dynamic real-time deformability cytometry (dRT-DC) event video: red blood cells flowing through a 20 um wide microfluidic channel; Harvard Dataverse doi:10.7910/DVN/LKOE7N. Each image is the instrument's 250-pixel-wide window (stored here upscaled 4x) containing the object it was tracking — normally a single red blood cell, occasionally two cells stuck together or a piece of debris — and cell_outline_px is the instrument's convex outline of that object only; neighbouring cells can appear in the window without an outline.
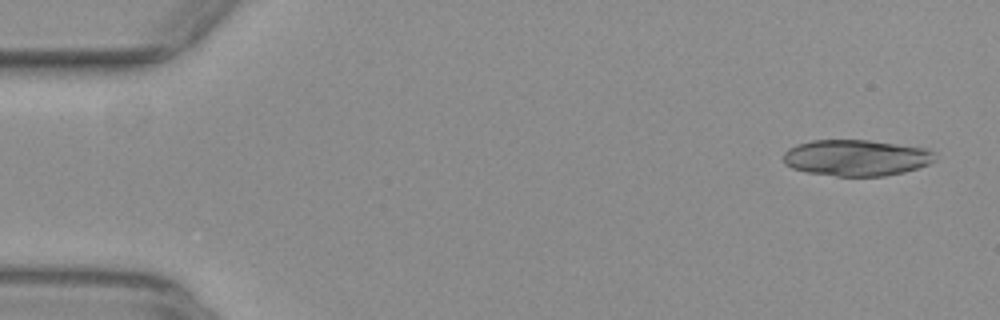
{"species": "common noctule bat (a hibernating species)", "species_latin": "Nyctalus noctula", "temperature_condition": "warm", "stored_images_in_passage": 16, "camera_frame_rate_fps": 3000, "um_per_image_px": 0.085, "animal": {"sex": "female", "body_mass_g": 29.2, "forearm_length_mm": 56.3}, "frame": {"image": 1, "passage_image": 1, "time_ms": 0.0, "image_size_px": [1000, 320], "cell_outline_px": [[936, 160], [928, 164], [904, 172], [884, 176], [836, 176], [808, 172], [792, 168], [784, 164], [784, 152], [788, 148], [812, 140], [868, 140], [928, 148], [936, 152]], "centroid_in_image_um": [72.81, 13.41], "position_along_channel_um": 12.2, "area_um2": 32.08}}